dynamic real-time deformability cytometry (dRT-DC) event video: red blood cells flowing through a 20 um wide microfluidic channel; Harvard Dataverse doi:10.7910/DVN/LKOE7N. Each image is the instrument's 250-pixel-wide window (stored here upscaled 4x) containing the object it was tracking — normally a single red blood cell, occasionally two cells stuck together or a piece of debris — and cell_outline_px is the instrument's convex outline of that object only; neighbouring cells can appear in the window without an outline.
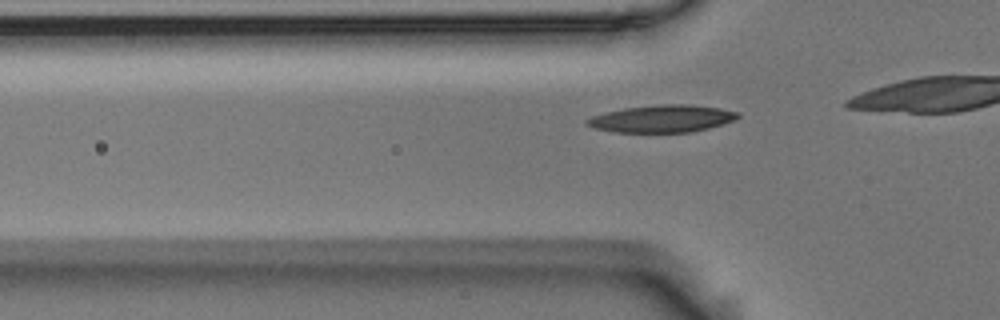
{"species": "Egyptian fruit bat (a non-hibernating species)", "species_latin": "Rousettus aegyptiacus", "temperature_condition": "room temperature", "stored_images_in_passage": 13, "camera_frame_rate_fps": 3000, "um_per_image_px": 0.085, "animal": {"sex": "male"}, "frame": {"image": 1, "passage_image": 4, "time_ms": 1.0, "image_size_px": [1000, 320], "cell_outline_px": [[740, 116], [732, 120], [708, 128], [692, 132], [612, 132], [596, 128], [584, 124], [584, 120], [592, 116], [624, 108], [660, 104], [688, 104], [720, 108], [740, 112]], "centroid_in_image_um": [56.25, 10.08], "position_along_channel_um": 69.5, "area_um2": 23.87}}
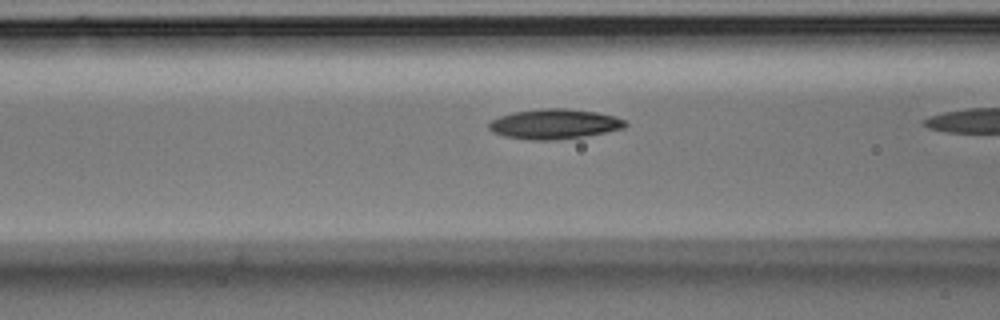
{"frame": {"image": 2, "passage_image": 8, "time_ms": 2.333, "image_size_px": [1000, 320], "cell_outline_px": [[628, 124], [624, 128], [584, 136], [552, 140], [528, 140], [504, 136], [488, 128], [488, 124], [492, 120], [500, 116], [512, 112], [540, 108], [564, 108], [596, 112], [612, 116], [624, 120]], "centroid_in_image_um": [47.09, 10.53], "position_along_channel_um": 119.5, "area_um2": 23.58}}
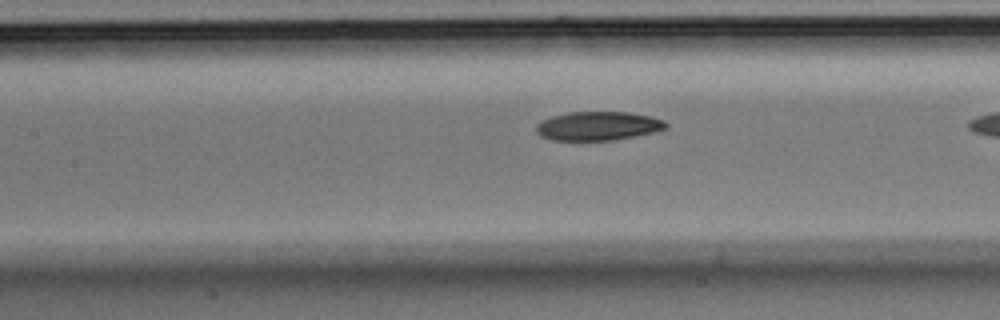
{"frame": {"image": 3, "passage_image": 11, "time_ms": 3.333, "image_size_px": [1000, 320], "cell_outline_px": [[668, 128], [652, 132], [612, 140], [552, 140], [540, 136], [536, 132], [536, 124], [540, 120], [552, 116], [568, 112], [628, 112], [652, 116], [664, 120], [668, 124]], "centroid_in_image_um": [50.81, 10.7], "position_along_channel_um": 156.6, "area_um2": 21.85}}